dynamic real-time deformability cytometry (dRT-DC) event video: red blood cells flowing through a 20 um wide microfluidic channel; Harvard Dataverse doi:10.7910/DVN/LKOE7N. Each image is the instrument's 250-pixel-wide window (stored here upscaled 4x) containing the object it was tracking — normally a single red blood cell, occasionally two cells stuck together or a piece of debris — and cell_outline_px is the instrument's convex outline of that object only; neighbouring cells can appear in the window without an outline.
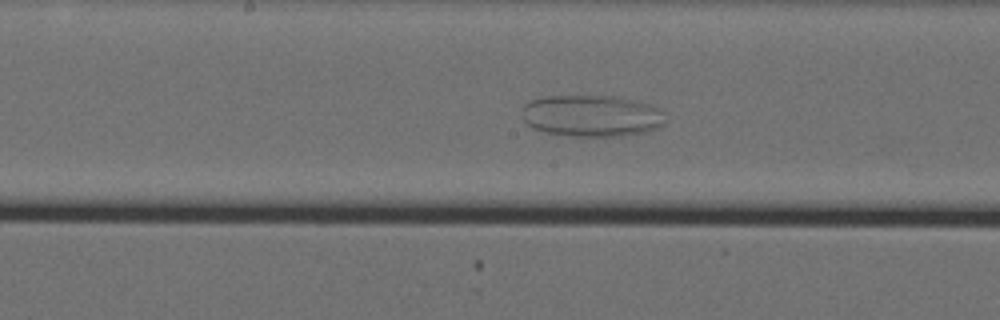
{"species": "Egyptian fruit bat (a non-hibernating species)", "species_latin": "Rousettus aegyptiacus", "temperature_condition": "cold", "stored_images_in_passage": 49, "camera_frame_rate_fps": 3000, "um_per_image_px": 0.085, "animal": {"sex": "female"}, "frame": {"image": 1, "passage_image": 23, "time_ms": 7.333, "image_size_px": [1000, 320], "cell_outline_px": [[664, 124], [656, 128], [644, 132], [620, 136], [572, 136], [544, 132], [532, 128], [524, 120], [524, 104], [532, 100], [548, 96], [612, 96], [640, 100], [656, 108], [660, 112]], "centroid_in_image_um": [50.27, 9.84], "position_along_channel_um": 197.9, "area_um2": 34.45}}
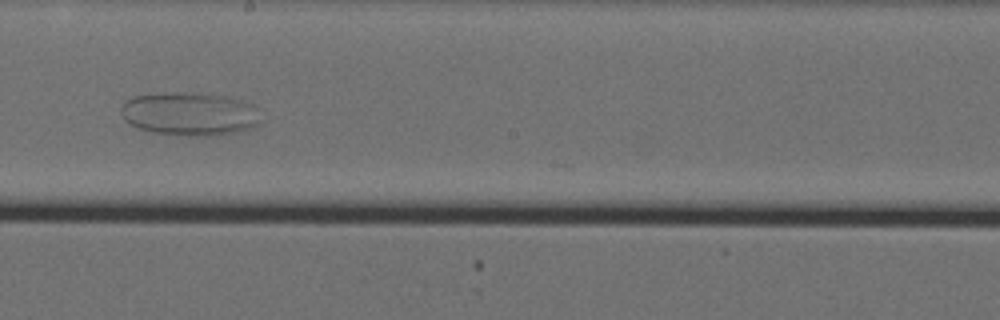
{"frame": {"image": 2, "passage_image": 26, "time_ms": 8.333, "image_size_px": [1000, 320], "cell_outline_px": [[260, 124], [256, 128], [240, 132], [208, 136], [188, 136], [156, 132], [140, 128], [124, 120], [120, 108], [124, 100], [132, 96], [168, 92], [196, 92], [224, 96], [240, 100], [252, 104]], "centroid_in_image_um": [16.11, 9.67], "position_along_channel_um": 232.1, "area_um2": 35.43}}
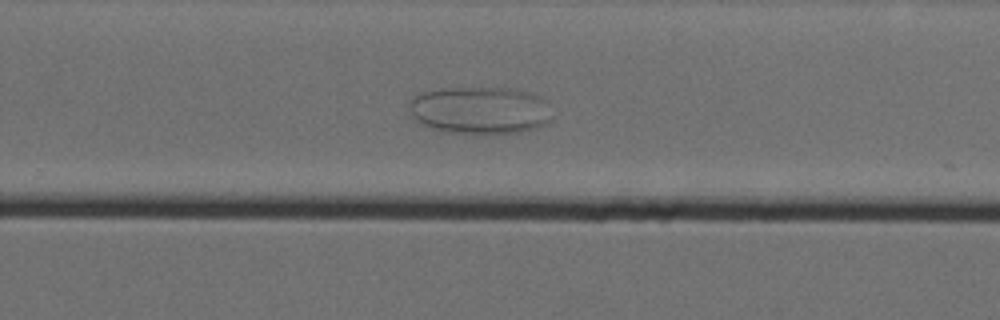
{"frame": {"image": 3, "passage_image": 31, "time_ms": 10.0, "image_size_px": [1000, 320], "cell_outline_px": [[552, 120], [544, 124], [520, 132], [484, 136], [440, 132], [420, 124], [412, 116], [412, 96], [420, 92], [448, 88], [508, 88], [528, 92], [536, 96], [540, 100], [552, 116]], "centroid_in_image_um": [40.73, 9.42], "position_along_channel_um": 289.1, "area_um2": 39.71}}